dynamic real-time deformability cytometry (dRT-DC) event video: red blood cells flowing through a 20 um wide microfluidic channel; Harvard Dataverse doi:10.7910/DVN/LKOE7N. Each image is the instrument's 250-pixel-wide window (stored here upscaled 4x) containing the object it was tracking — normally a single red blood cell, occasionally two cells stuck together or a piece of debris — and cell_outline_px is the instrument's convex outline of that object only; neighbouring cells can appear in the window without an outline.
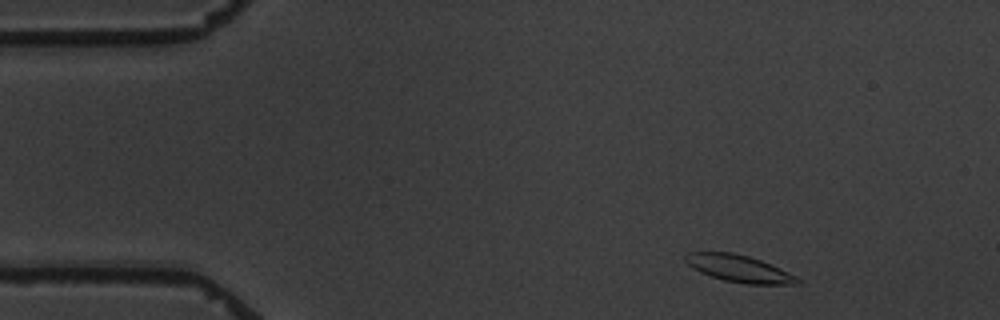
{"species": "common noctule bat (a hibernating species)", "species_latin": "Nyctalus noctula", "temperature_condition": "warm", "stored_images_in_passage": 8, "camera_frame_rate_fps": 3000, "um_per_image_px": 0.085, "animal": {"sex": "male", "body_mass_g": 19.5, "forearm_length_mm": 54.6}, "frame": {"image": 1, "passage_image": 1, "time_ms": 0.0, "image_size_px": [1000, 320], "cell_outline_px": [[800, 284], [744, 284], [724, 280], [700, 272], [692, 268], [684, 260], [684, 256], [688, 252], [732, 252], [748, 256], [760, 260], [788, 272], [796, 276], [800, 280]], "centroid_in_image_um": [62.79, 22.83], "position_along_channel_um": 22.2, "area_um2": 17.51}}
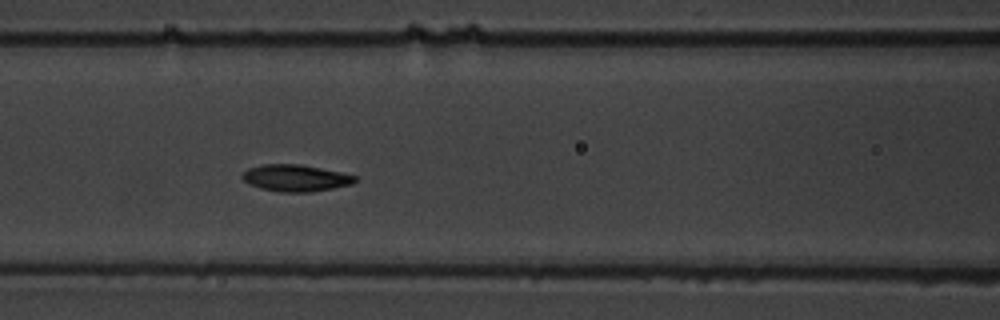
{"frame": {"image": 2, "passage_image": 6, "time_ms": 5.667, "image_size_px": [1000, 320], "cell_outline_px": [[356, 180], [352, 184], [332, 188], [308, 192], [280, 192], [260, 188], [248, 184], [240, 176], [248, 168], [264, 164], [300, 164], [340, 172], [356, 176]], "centroid_in_image_um": [25.09, 15.13], "position_along_channel_um": 141.5, "area_um2": 17.46}}
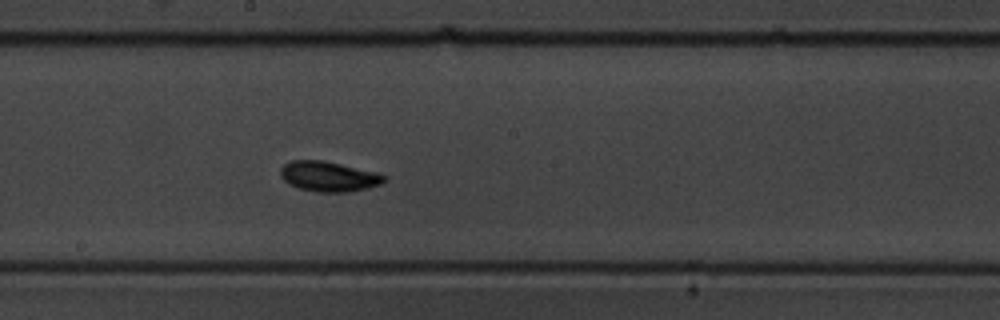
{"frame": {"image": 3, "passage_image": 8, "time_ms": 8.0, "image_size_px": [1000, 320], "cell_outline_px": [[388, 180], [380, 184], [368, 188], [348, 192], [316, 192], [296, 188], [288, 184], [280, 176], [280, 168], [288, 160], [324, 160], [380, 172], [388, 176]], "centroid_in_image_um": [27.96, 14.99], "position_along_channel_um": 220.2, "area_um2": 18.79}}